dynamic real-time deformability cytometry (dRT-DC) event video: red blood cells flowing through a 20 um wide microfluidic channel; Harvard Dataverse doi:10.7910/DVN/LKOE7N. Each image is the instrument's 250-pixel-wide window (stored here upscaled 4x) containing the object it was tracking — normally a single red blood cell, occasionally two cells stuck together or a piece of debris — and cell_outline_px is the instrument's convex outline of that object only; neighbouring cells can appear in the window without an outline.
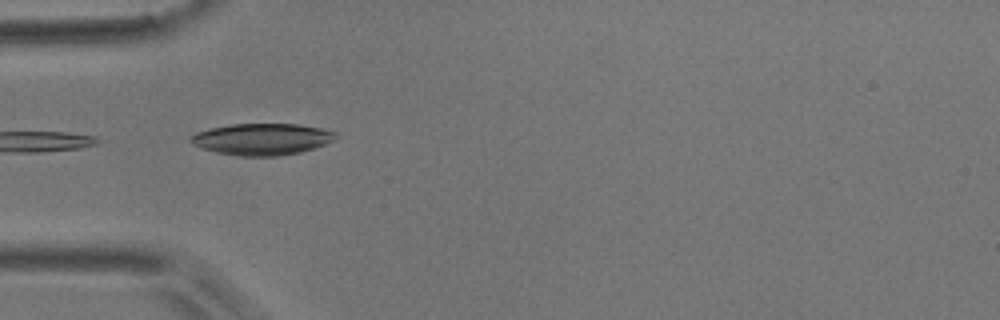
{"species": "common noctule bat (a hibernating species)", "species_latin": "Nyctalus noctula", "temperature_condition": "room temperature", "stored_images_in_passage": 5, "camera_frame_rate_fps": 3000, "um_per_image_px": 0.085, "animal": {"sex": "male", "body_mass_g": 17.9}, "frame": {"image": 1, "passage_image": 5, "time_ms": 5.0, "image_size_px": [1000, 320], "cell_outline_px": [[340, 136], [324, 144], [300, 152], [280, 156], [236, 156], [216, 152], [192, 144], [188, 140], [196, 132], [208, 128], [232, 124], [296, 124], [320, 128], [336, 132]], "centroid_in_image_um": [22.25, 11.83], "position_along_channel_um": 62.8, "area_um2": 26.65}}